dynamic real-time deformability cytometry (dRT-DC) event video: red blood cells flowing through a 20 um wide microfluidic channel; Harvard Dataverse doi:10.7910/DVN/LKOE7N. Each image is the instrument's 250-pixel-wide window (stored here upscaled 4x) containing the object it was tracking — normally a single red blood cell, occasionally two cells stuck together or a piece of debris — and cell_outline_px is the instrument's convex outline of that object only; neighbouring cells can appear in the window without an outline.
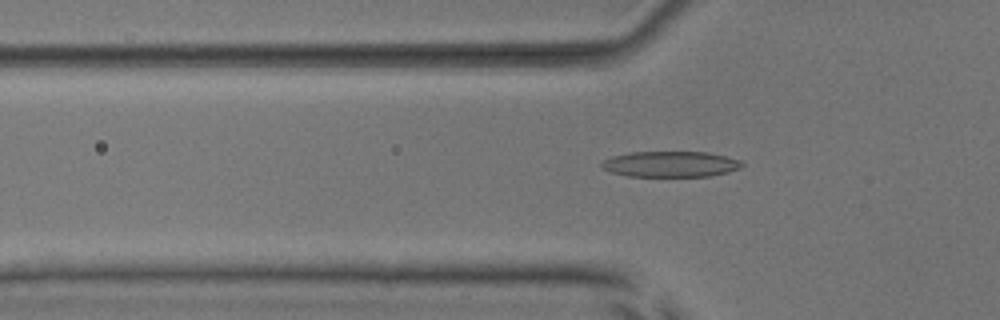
{"species": "common noctule bat (a hibernating species)", "species_latin": "Nyctalus noctula", "temperature_condition": "room temperature", "stored_images_in_passage": 47, "camera_frame_rate_fps": 3000, "um_per_image_px": 0.085, "animal": {"sex": "male", "body_mass_g": 17.9, "forearm_length_mm": 54.2}, "frame": {"image": 1, "passage_image": 11, "time_ms": 3.333, "image_size_px": [1000, 320], "cell_outline_px": [[744, 164], [740, 168], [728, 172], [708, 176], [628, 176], [612, 172], [604, 168], [600, 164], [604, 160], [612, 156], [632, 152], [708, 152], [740, 160]], "centroid_in_image_um": [57.01, 13.95], "position_along_channel_um": 68.8, "area_um2": 20.87}}
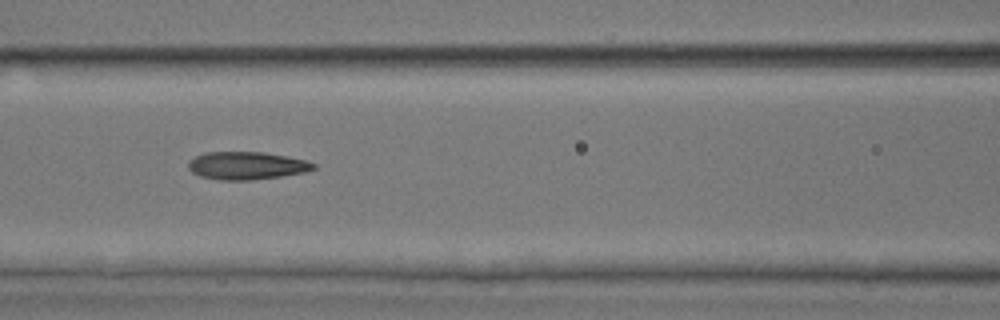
{"frame": {"image": 2, "passage_image": 17, "time_ms": 5.333, "image_size_px": [1000, 320], "cell_outline_px": [[316, 168], [304, 172], [280, 176], [252, 180], [220, 180], [200, 176], [192, 172], [188, 168], [188, 164], [196, 156], [204, 152], [264, 152], [288, 156], [304, 160], [316, 164]], "centroid_in_image_um": [20.97, 14.07], "position_along_channel_um": 145.6, "area_um2": 20.17}}
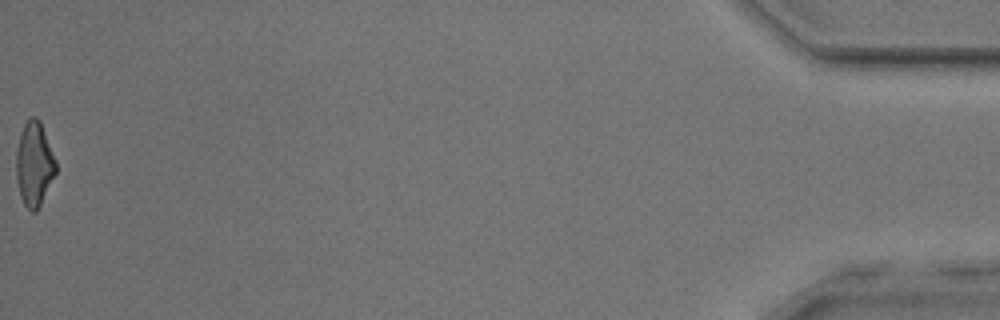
{"frame": {"image": 3, "passage_image": 47, "time_ms": 15.333, "image_size_px": [1000, 320], "cell_outline_px": [[56, 172], [36, 212], [32, 212], [24, 204], [20, 196], [16, 176], [16, 152], [20, 132], [28, 116], [36, 116], [40, 120], [56, 160]], "centroid_in_image_um": [2.9, 13.89], "position_along_channel_um": 432.3, "area_um2": 19.48}, "authors_computed_cell_mechanics": {"area_um2": 20.0566, "velocity_mm_per_s": 3.8608, "shape_relaxation_time_tau1_ms": null, "shape_relaxation_time_tau2_ms": 1.9733, "deformation_change_tau1": null, "deformation_change_tau2": 0.1118}}